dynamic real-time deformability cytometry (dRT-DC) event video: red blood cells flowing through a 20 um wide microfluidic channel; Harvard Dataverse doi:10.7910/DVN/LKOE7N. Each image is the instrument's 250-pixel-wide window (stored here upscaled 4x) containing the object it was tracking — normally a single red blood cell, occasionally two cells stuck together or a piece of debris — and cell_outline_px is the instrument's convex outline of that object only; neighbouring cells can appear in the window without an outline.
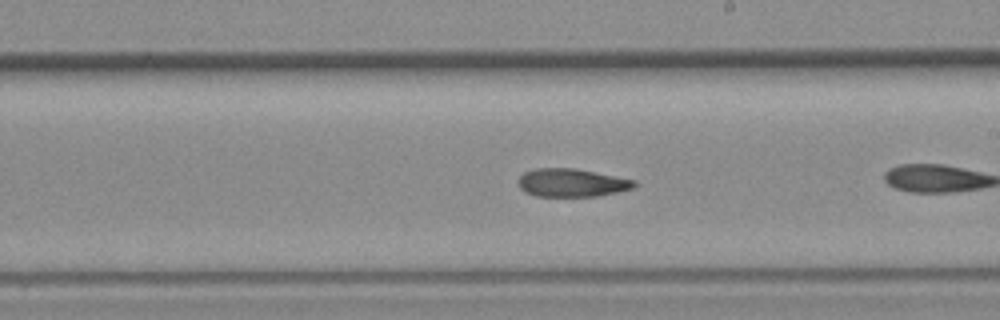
{"species": "common noctule bat (a hibernating species)", "species_latin": "Nyctalus noctula", "temperature_condition": "room temperature", "stored_images_in_passage": 21, "camera_frame_rate_fps": 3000, "um_per_image_px": 0.085, "animal": {"sex": "female", "body_mass_g": 19.3, "forearm_length_mm": 54.1}, "frame": {"image": 1, "passage_image": 12, "time_ms": 3.667, "image_size_px": [1000, 320], "cell_outline_px": [[636, 188], [596, 196], [536, 196], [524, 192], [520, 188], [516, 180], [524, 172], [536, 168], [572, 168], [636, 180]], "centroid_in_image_um": [48.56, 15.53], "position_along_channel_um": 240.4, "area_um2": 19.02}}